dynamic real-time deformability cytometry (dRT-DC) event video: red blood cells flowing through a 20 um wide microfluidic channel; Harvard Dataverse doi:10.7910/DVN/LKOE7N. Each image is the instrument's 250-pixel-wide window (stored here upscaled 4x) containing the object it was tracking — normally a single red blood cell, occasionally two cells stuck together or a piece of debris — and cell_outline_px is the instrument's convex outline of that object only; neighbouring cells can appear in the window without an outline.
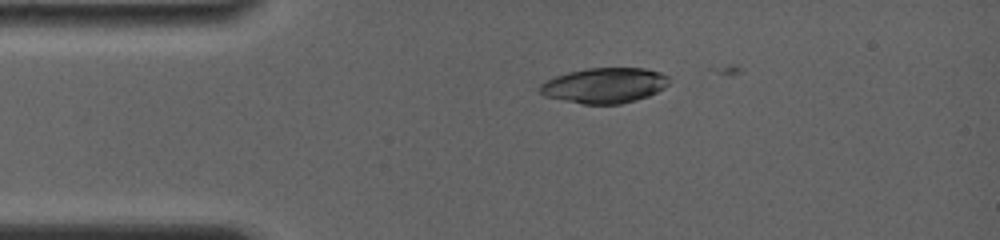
{"species": "common noctule bat (a hibernating species)", "species_latin": "Nyctalus noctula", "temperature_condition": "room temperature", "stored_images_in_passage": 6, "camera_frame_rate_fps": 4000, "um_per_image_px": 0.085, "animal": {"sex": "female", "body_mass_g": 19.0, "forearm_length_mm": 56.7}, "frame": {"image": 1, "passage_image": 3, "time_ms": 1.25, "image_size_px": [1000, 240], "cell_outline_px": [[668, 84], [664, 88], [648, 96], [636, 100], [620, 104], [580, 104], [544, 96], [540, 92], [540, 84], [544, 80], [568, 72], [588, 68], [644, 68], [660, 72], [668, 76]], "centroid_in_image_um": [51.36, 7.26], "position_along_channel_um": 33.6, "area_um2": 26.65}}